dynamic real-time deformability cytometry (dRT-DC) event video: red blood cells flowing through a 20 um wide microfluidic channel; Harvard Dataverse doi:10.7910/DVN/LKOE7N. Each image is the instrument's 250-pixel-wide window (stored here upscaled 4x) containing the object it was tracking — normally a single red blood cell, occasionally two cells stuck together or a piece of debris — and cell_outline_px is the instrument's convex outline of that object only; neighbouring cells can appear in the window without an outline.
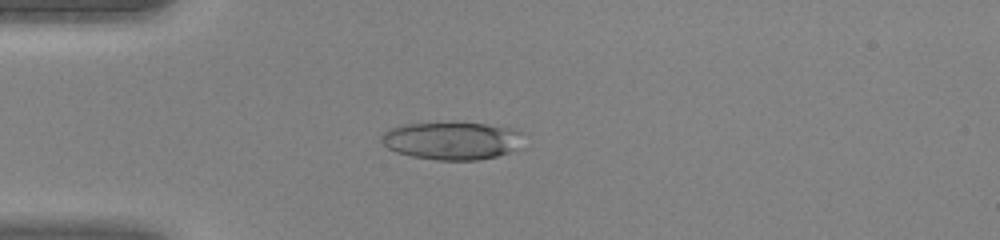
{"species": "human", "species_latin": "Homo sapiens", "temperature_condition": "warm", "stored_images_in_passage": 46, "camera_frame_rate_fps": 3000, "um_per_image_px": 0.085, "donor": {"sex": "female"}, "frame": {"image": 1, "passage_image": 13, "time_ms": 4.0, "image_size_px": [1000, 240], "cell_outline_px": [[520, 132], [516, 148], [508, 152], [496, 156], [476, 160], [436, 160], [412, 156], [396, 152], [380, 144], [380, 140], [384, 132], [388, 128], [404, 124], [484, 124], [512, 128]], "centroid_in_image_um": [38.3, 11.97], "position_along_channel_um": 46.7, "area_um2": 30.52}}
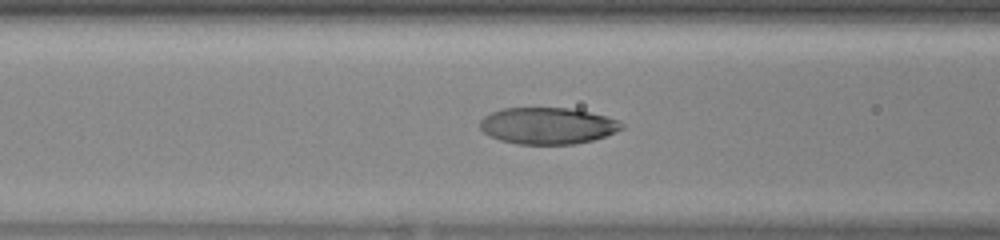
{"frame": {"image": 2, "passage_image": 19, "time_ms": 6.0, "image_size_px": [1000, 240], "cell_outline_px": [[624, 128], [616, 132], [592, 140], [576, 144], [516, 144], [500, 140], [484, 132], [480, 128], [480, 120], [484, 116], [492, 112], [504, 108], [568, 108], [588, 112], [620, 120], [624, 124]], "centroid_in_image_um": [46.56, 10.69], "position_along_channel_um": 120.0, "area_um2": 30.11}}
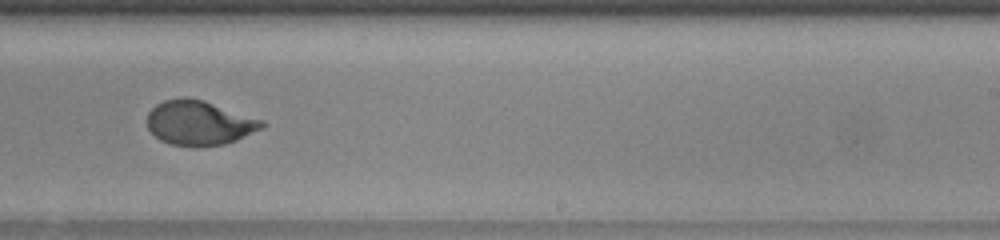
{"frame": {"image": 3, "passage_image": 29, "time_ms": 9.333, "image_size_px": [1000, 240], "cell_outline_px": [[268, 124], [236, 140], [224, 144], [196, 148], [172, 144], [160, 140], [148, 128], [148, 112], [156, 104], [164, 100], [184, 96], [204, 100], [264, 120]], "centroid_in_image_um": [16.93, 10.44], "position_along_channel_um": 272.1, "area_um2": 29.94}}